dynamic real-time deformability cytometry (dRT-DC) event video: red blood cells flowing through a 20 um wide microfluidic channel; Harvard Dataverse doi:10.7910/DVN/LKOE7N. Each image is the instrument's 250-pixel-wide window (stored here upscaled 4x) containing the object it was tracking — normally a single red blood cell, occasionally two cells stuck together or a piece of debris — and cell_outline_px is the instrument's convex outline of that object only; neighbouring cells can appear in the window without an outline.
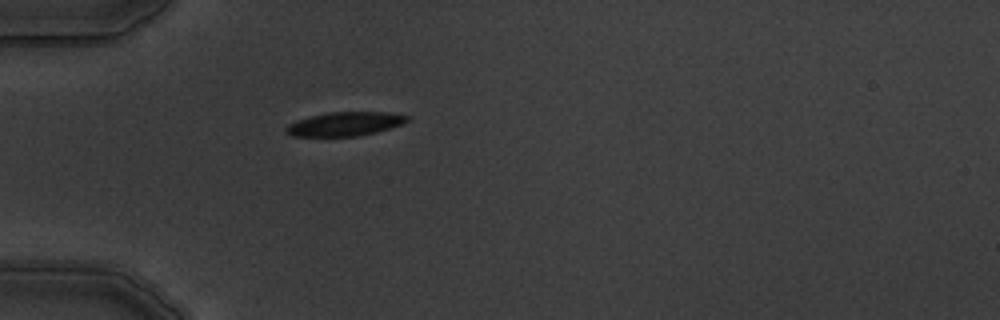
{"species": "common noctule bat (a hibernating species)", "species_latin": "Nyctalus noctula", "temperature_condition": "warm", "stored_images_in_passage": 1, "camera_frame_rate_fps": 3000, "um_per_image_px": 0.085, "animal": {"sex": "male", "body_mass_g": 19.5, "forearm_length_mm": 54.6}, "frame": {"image": 1, "passage_image": 1, "time_ms": 0.0, "image_size_px": [1000, 320], "cell_outline_px": [[408, 120], [400, 124], [376, 132], [360, 136], [292, 136], [284, 128], [288, 124], [296, 120], [328, 112], [388, 112], [408, 116]], "centroid_in_image_um": [29.29, 10.53], "position_along_channel_um": 55.7, "area_um2": 16.65}}